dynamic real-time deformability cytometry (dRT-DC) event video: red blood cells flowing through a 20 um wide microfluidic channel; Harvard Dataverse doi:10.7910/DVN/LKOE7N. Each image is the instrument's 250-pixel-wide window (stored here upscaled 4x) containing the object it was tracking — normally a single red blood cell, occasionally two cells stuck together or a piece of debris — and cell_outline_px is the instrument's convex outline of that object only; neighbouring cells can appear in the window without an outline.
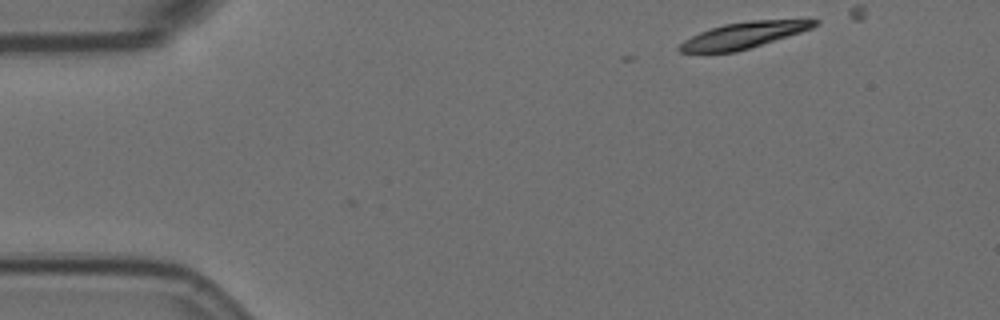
{"species": "Egyptian fruit bat (a non-hibernating species)", "species_latin": "Rousettus aegyptiacus", "temperature_condition": "room temperature", "stored_images_in_passage": 2, "camera_frame_rate_fps": 3000, "um_per_image_px": 0.085, "animal": {"sex": "female"}, "frame": {"image": 1, "passage_image": 2, "time_ms": 0.333, "image_size_px": [1000, 320], "cell_outline_px": [[820, 20], [812, 28], [800, 32], [736, 52], [680, 52], [676, 48], [684, 40], [700, 32], [724, 24], [748, 20]], "centroid_in_image_um": [63.15, 2.99], "position_along_channel_um": 21.8, "area_um2": 20.11}}